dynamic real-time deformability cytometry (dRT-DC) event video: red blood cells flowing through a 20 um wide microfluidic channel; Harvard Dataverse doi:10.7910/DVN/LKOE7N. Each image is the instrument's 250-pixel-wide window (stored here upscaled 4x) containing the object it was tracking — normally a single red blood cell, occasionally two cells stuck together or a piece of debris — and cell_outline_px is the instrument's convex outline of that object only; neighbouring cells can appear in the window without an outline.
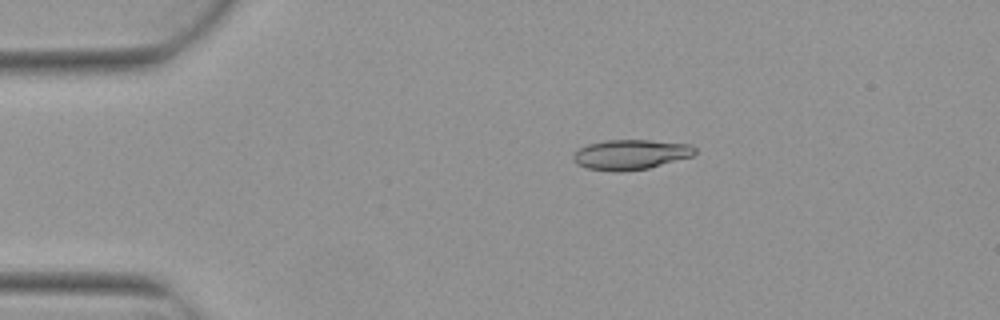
{"species": "Egyptian fruit bat (a non-hibernating species)", "species_latin": "Rousettus aegyptiacus", "temperature_condition": "warm", "stored_images_in_passage": 5, "camera_frame_rate_fps": 3000, "um_per_image_px": 0.085, "animal": {"sex": "female"}, "frame": {"image": 1, "passage_image": 2, "time_ms": 0.333, "image_size_px": [1000, 320], "cell_outline_px": [[696, 152], [692, 156], [648, 168], [620, 172], [612, 172], [588, 168], [576, 164], [572, 160], [572, 152], [588, 144], [604, 140], [648, 140], [688, 144], [696, 148]], "centroid_in_image_um": [53.54, 13.14], "position_along_channel_um": 31.5, "area_um2": 21.33}}
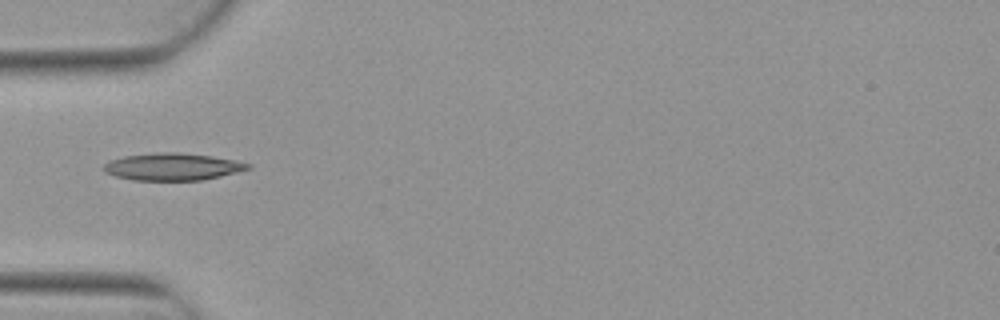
{"frame": {"image": 2, "passage_image": 4, "time_ms": 1.0, "image_size_px": [1000, 320], "cell_outline_px": [[252, 168], [220, 176], [200, 180], [132, 180], [116, 176], [104, 172], [100, 168], [108, 160], [124, 156], [156, 152], [176, 152], [212, 156], [236, 160], [252, 164]], "centroid_in_image_um": [14.63, 14.16], "position_along_channel_um": 70.4, "area_um2": 23.0}}
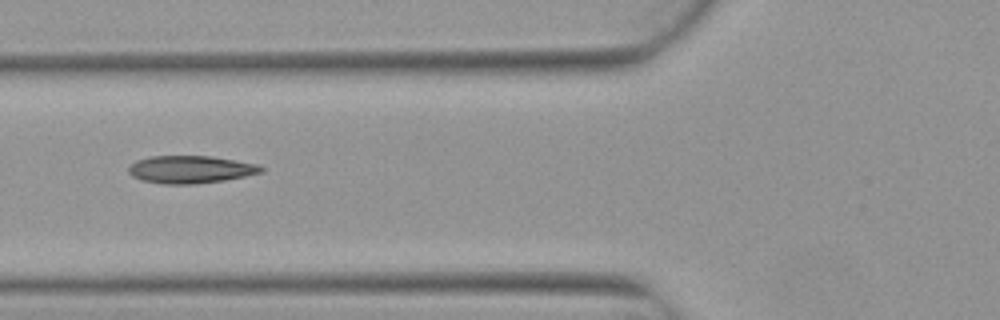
{"frame": {"image": 3, "passage_image": 5, "time_ms": 1.333, "image_size_px": [1000, 320], "cell_outline_px": [[264, 172], [224, 180], [196, 184], [164, 184], [140, 180], [132, 176], [128, 172], [128, 168], [136, 160], [152, 156], [212, 156], [260, 164], [264, 168]], "centroid_in_image_um": [16.21, 14.4], "position_along_channel_um": 109.6, "area_um2": 21.44}}